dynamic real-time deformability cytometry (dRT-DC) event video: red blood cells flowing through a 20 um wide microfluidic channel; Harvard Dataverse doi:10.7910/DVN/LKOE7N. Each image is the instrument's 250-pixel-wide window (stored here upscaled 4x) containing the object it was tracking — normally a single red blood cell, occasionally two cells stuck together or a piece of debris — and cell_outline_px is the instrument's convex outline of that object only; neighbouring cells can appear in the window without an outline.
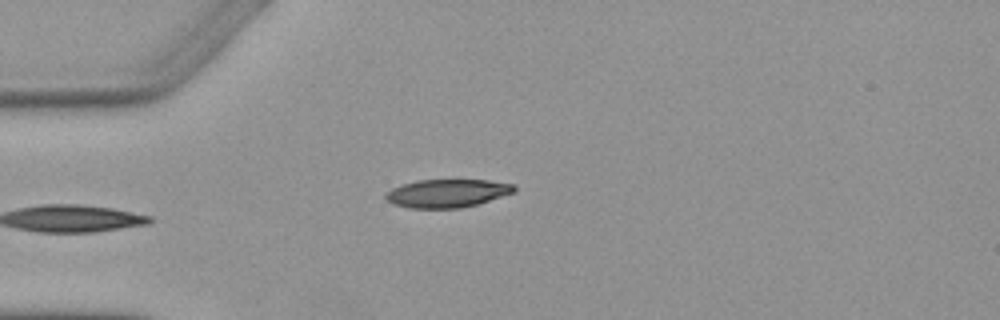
{"species": "Egyptian fruit bat (a non-hibernating species)", "species_latin": "Rousettus aegyptiacus", "temperature_condition": "warm", "stored_images_in_passage": 4, "camera_frame_rate_fps": 3000, "um_per_image_px": 0.085, "animal": {"sex": "female"}, "frame": {"image": 1, "passage_image": 4, "time_ms": 3.667, "image_size_px": [1000, 320], "cell_outline_px": [[516, 192], [476, 204], [460, 208], [408, 208], [392, 204], [384, 196], [392, 188], [400, 184], [416, 180], [488, 180], [516, 184]], "centroid_in_image_um": [38.02, 16.42], "position_along_channel_um": 47.0, "area_um2": 21.21}}